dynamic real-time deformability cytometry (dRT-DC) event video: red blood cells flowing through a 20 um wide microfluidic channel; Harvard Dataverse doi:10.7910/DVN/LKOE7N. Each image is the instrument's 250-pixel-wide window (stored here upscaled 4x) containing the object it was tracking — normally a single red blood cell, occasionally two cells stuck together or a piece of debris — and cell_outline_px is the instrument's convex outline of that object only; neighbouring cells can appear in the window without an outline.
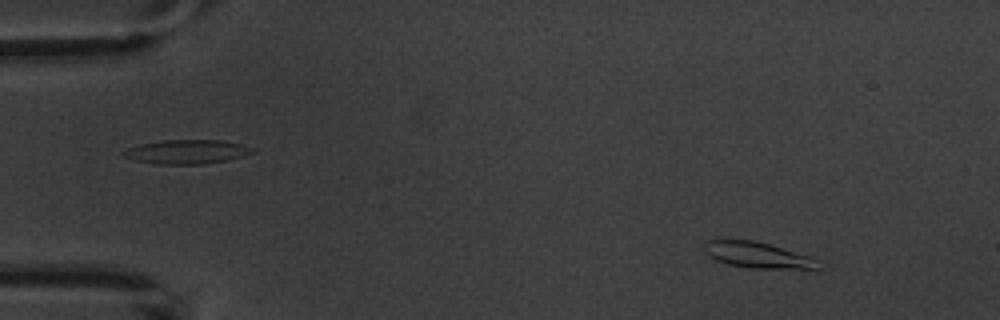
{"species": "common noctule bat (a hibernating species)", "species_latin": "Nyctalus noctula", "temperature_condition": "warm", "stored_images_in_passage": 4, "camera_frame_rate_fps": 3000, "um_per_image_px": 0.085, "animal": {"sex": "male", "body_mass_g": 20.1, "forearm_length_mm": 53.5}, "frame": {"image": 1, "passage_image": 1, "time_ms": 0.0, "image_size_px": [1000, 320], "cell_outline_px": [[820, 268], [748, 268], [728, 264], [716, 260], [704, 252], [704, 240], [752, 240], [768, 244], [808, 256], [816, 260]], "centroid_in_image_um": [64.29, 21.67], "position_along_channel_um": 20.7, "area_um2": 16.76}}